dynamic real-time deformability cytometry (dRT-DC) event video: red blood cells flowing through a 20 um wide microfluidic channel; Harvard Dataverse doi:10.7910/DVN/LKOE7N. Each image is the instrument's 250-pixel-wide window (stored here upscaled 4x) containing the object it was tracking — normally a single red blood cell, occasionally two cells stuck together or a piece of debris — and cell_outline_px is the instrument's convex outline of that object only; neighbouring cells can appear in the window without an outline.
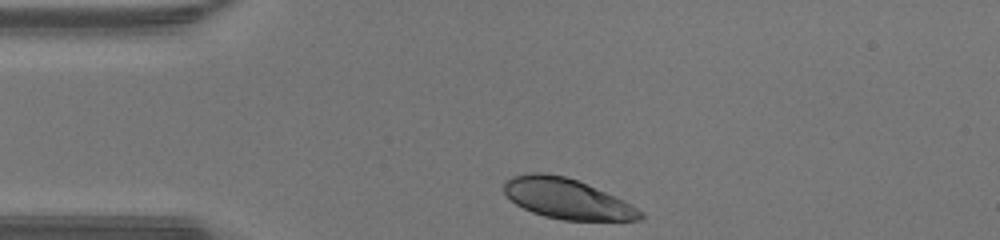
{"species": "human", "species_latin": "Homo sapiens", "temperature_condition": "warm", "stored_images_in_passage": 29, "camera_frame_rate_fps": 3000, "um_per_image_px": 0.085, "donor": {"sex": "male"}, "frame": {"image": 1, "passage_image": 1, "time_ms": 0.0, "image_size_px": [1000, 240], "cell_outline_px": [[644, 216], [640, 220], [564, 220], [544, 216], [532, 212], [516, 204], [504, 192], [504, 180], [512, 176], [528, 172], [544, 172], [564, 176], [576, 180], [624, 200], [632, 204], [644, 212]], "centroid_in_image_um": [48.19, 16.88], "position_along_channel_um": 36.8, "area_um2": 31.91}}
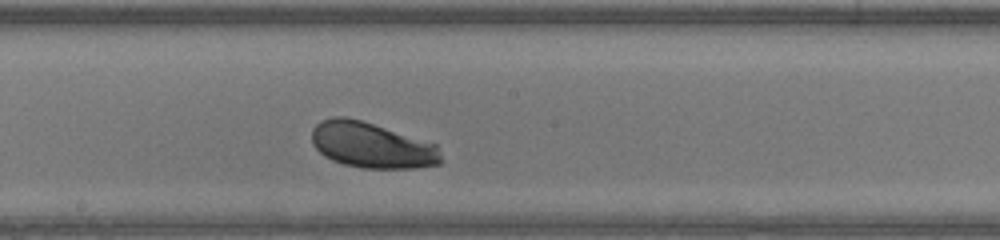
{"frame": {"image": 2, "passage_image": 16, "time_ms": 5.0, "image_size_px": [1000, 240], "cell_outline_px": [[444, 160], [440, 164], [412, 168], [360, 168], [344, 164], [332, 160], [324, 156], [312, 144], [312, 128], [320, 120], [332, 116], [344, 116], [360, 120], [436, 144]], "centroid_in_image_um": [31.57, 12.35], "position_along_channel_um": 216.6, "area_um2": 34.39}}
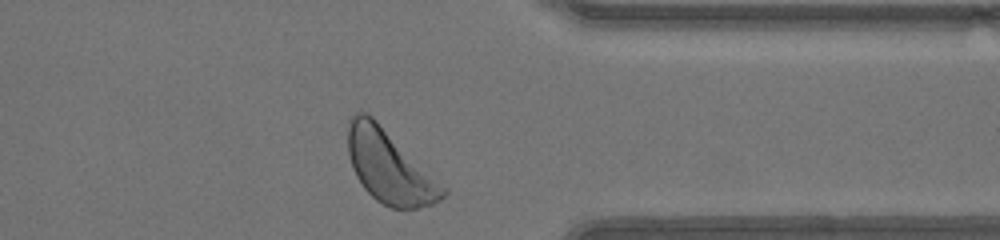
{"frame": {"image": 3, "passage_image": 28, "time_ms": 9.0, "image_size_px": [1000, 240], "cell_outline_px": [[448, 192], [440, 200], [432, 204], [416, 208], [392, 208], [376, 200], [364, 188], [356, 176], [352, 168], [348, 156], [348, 124], [352, 116], [356, 112], [368, 112], [448, 188]], "centroid_in_image_um": [33.11, 14.17], "position_along_channel_um": 378.3, "area_um2": 40.29}, "authors_computed_cell_mechanics": {"area_um2": 34.3332, "velocity_mm_per_s": 4.2856, "shape_relaxation_time_tau1_ms": 1.2812, "shape_relaxation_time_tau2_ms": null, "deformation_change_tau1": 0.1131, "deformation_change_tau2": null}}